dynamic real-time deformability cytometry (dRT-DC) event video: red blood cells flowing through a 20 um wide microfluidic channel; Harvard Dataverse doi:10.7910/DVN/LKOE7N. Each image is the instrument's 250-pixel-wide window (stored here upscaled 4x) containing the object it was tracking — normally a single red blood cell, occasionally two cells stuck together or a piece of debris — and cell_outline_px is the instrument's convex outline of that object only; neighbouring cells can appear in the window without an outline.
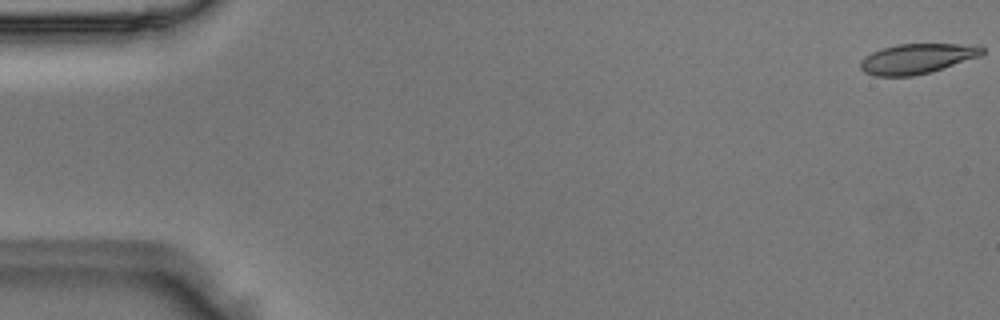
{"species": "Egyptian fruit bat (a non-hibernating species)", "species_latin": "Rousettus aegyptiacus", "temperature_condition": "room temperature", "stored_images_in_passage": 50, "camera_frame_rate_fps": 3000, "um_per_image_px": 0.085, "animal": {"sex": "male"}, "frame": {"image": 1, "passage_image": 1, "time_ms": 0.0, "image_size_px": [1000, 320], "cell_outline_px": [[984, 52], [980, 56], [928, 72], [912, 76], [876, 76], [864, 72], [860, 68], [860, 60], [864, 56], [872, 52], [896, 44], [956, 44], [984, 48]], "centroid_in_image_um": [77.86, 4.99], "position_along_channel_um": 7.1, "area_um2": 20.87}}
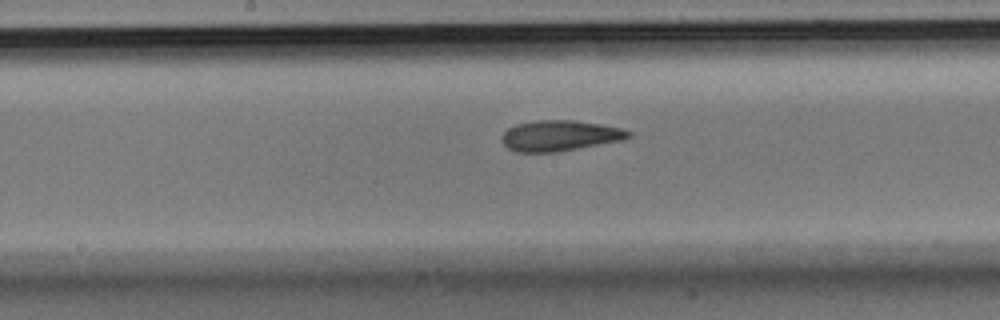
{"frame": {"image": 2, "passage_image": 26, "time_ms": 8.333, "image_size_px": [1000, 320], "cell_outline_px": [[632, 136], [624, 140], [556, 152], [516, 152], [508, 148], [500, 140], [500, 136], [508, 128], [516, 124], [536, 120], [572, 120], [600, 124], [620, 128], [632, 132]], "centroid_in_image_um": [47.56, 11.53], "position_along_channel_um": 200.6, "area_um2": 22.72}}
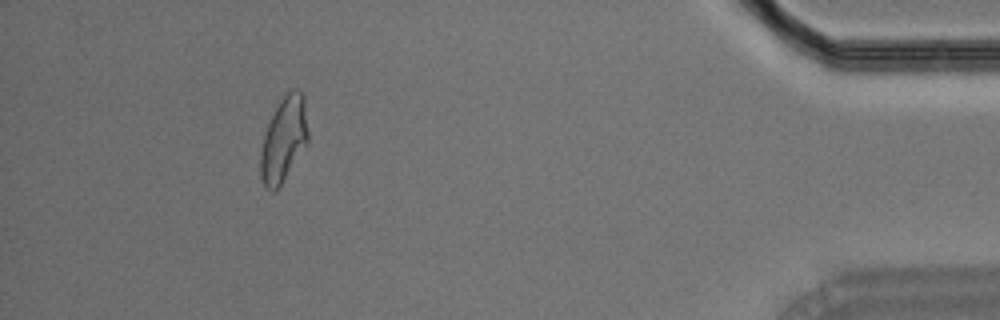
{"frame": {"image": 3, "passage_image": 46, "time_ms": 15.0, "image_size_px": [1000, 320], "cell_outline_px": [[308, 140], [280, 184], [272, 192], [264, 184], [260, 176], [260, 152], [264, 132], [280, 100], [288, 92], [296, 88], [304, 96], [308, 132]], "centroid_in_image_um": [24.1, 11.81], "position_along_channel_um": 411.1, "area_um2": 22.83}}